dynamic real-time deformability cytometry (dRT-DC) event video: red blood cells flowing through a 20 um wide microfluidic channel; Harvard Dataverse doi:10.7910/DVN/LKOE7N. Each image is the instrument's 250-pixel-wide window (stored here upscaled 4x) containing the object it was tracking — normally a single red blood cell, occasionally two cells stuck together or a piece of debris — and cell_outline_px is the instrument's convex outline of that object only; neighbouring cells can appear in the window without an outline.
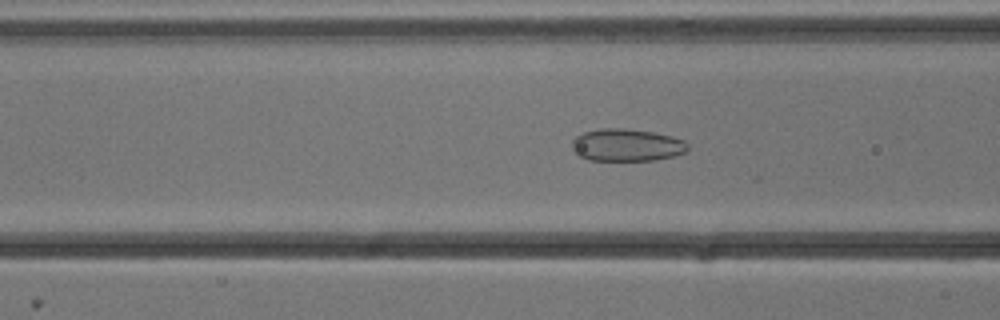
{"species": "common noctule bat (a hibernating species)", "species_latin": "Nyctalus noctula", "temperature_condition": "cold", "stored_images_in_passage": 54, "camera_frame_rate_fps": 3000, "um_per_image_px": 0.085, "animal": {"sex": "male", "body_mass_g": 13.3}, "frame": {"image": 1, "passage_image": 21, "time_ms": 6.667, "image_size_px": [1000, 320], "cell_outline_px": [[688, 152], [676, 156], [656, 160], [588, 160], [576, 156], [572, 152], [572, 140], [576, 136], [584, 132], [600, 128], [624, 128], [652, 132], [672, 136], [684, 140], [688, 144]], "centroid_in_image_um": [53.26, 12.34], "position_along_channel_um": 113.3, "area_um2": 22.25}}
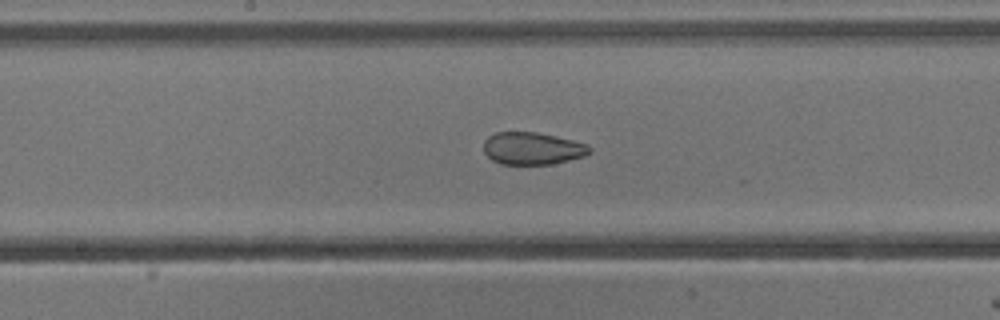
{"frame": {"image": 2, "passage_image": 28, "time_ms": 9.0, "image_size_px": [1000, 320], "cell_outline_px": [[592, 152], [584, 156], [552, 164], [500, 164], [492, 160], [484, 152], [484, 140], [488, 136], [496, 132], [536, 132], [556, 136], [588, 144], [592, 148]], "centroid_in_image_um": [45.26, 12.61], "position_along_channel_um": 202.9, "area_um2": 20.06}}
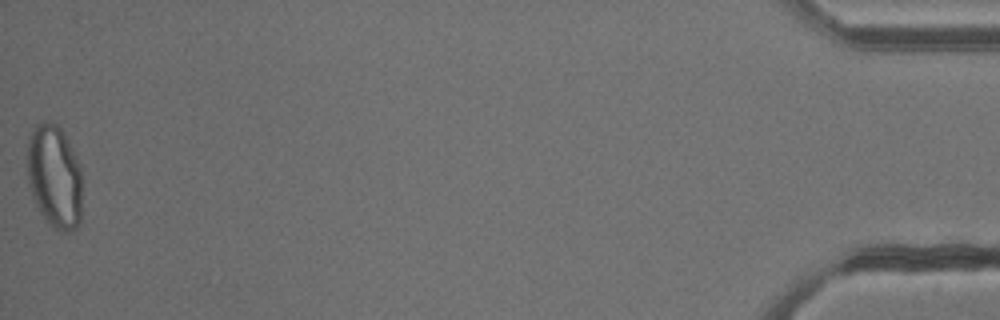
{"frame": {"image": 3, "passage_image": 54, "time_ms": 17.667, "image_size_px": [1000, 320], "cell_outline_px": [[80, 220], [76, 228], [68, 232], [56, 232], [48, 224], [40, 212], [32, 196], [28, 184], [28, 140], [36, 124], [44, 120], [56, 124], [64, 132], [68, 140], [80, 168]], "centroid_in_image_um": [4.61, 15.03], "position_along_channel_um": 430.6, "area_um2": 33.0}, "authors_computed_cell_mechanics": {"area_um2": 26.877, "velocity_mm_per_s": 3.8292, "shape_relaxation_time_tau1_ms": null, "shape_relaxation_time_tau2_ms": 1.5495, "deformation_change_tau1": null, "deformation_change_tau2": 0.0675}}